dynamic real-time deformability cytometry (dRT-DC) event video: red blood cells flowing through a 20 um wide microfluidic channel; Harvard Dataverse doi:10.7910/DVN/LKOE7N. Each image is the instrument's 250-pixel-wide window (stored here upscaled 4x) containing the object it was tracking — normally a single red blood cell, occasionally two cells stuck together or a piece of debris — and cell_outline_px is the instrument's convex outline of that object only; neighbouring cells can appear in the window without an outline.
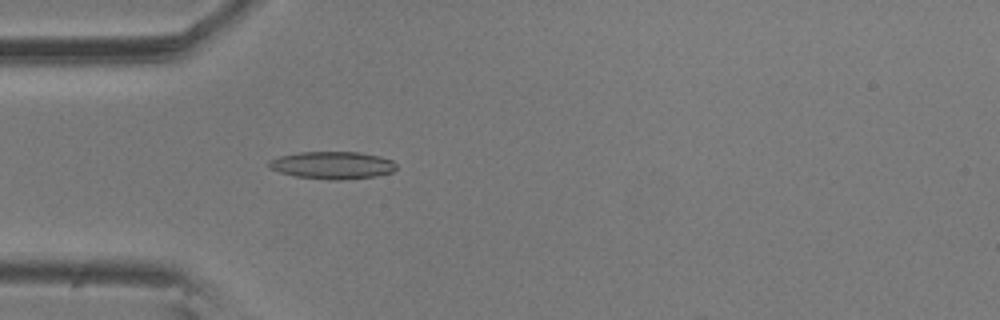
{"species": "common noctule bat (a hibernating species)", "species_latin": "Nyctalus noctula", "temperature_condition": "room temperature", "stored_images_in_passage": 56, "camera_frame_rate_fps": 3000, "um_per_image_px": 0.085, "animal": {"sex": "male", "body_mass_g": 20.5, "forearm_length_mm": 52.5}, "frame": {"image": 1, "passage_image": 17, "time_ms": 5.333, "image_size_px": [1000, 320], "cell_outline_px": [[396, 168], [392, 172], [376, 176], [340, 180], [328, 180], [296, 176], [280, 172], [268, 168], [268, 160], [280, 156], [300, 152], [360, 152], [380, 156], [392, 160], [396, 164]], "centroid_in_image_um": [28.25, 14.04], "position_along_channel_um": 56.7, "area_um2": 20.46}}
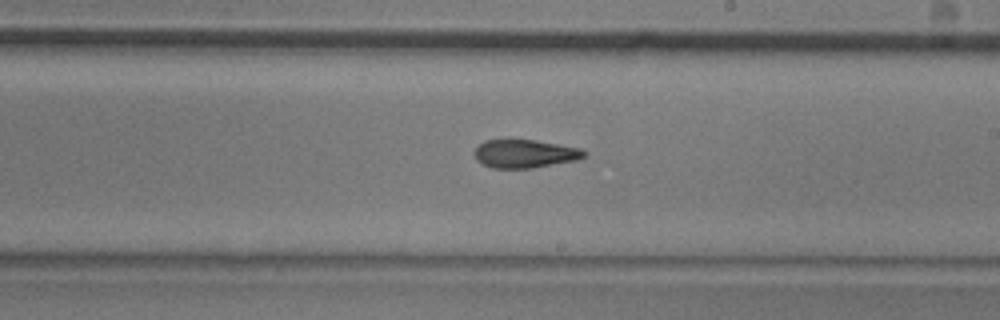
{"frame": {"image": 2, "passage_image": 33, "time_ms": 10.667, "image_size_px": [1000, 320], "cell_outline_px": [[588, 152], [584, 156], [576, 160], [532, 168], [492, 168], [476, 160], [476, 148], [484, 140], [536, 140], [580, 148]], "centroid_in_image_um": [44.63, 13.06], "position_along_channel_um": 244.4, "area_um2": 17.86}}
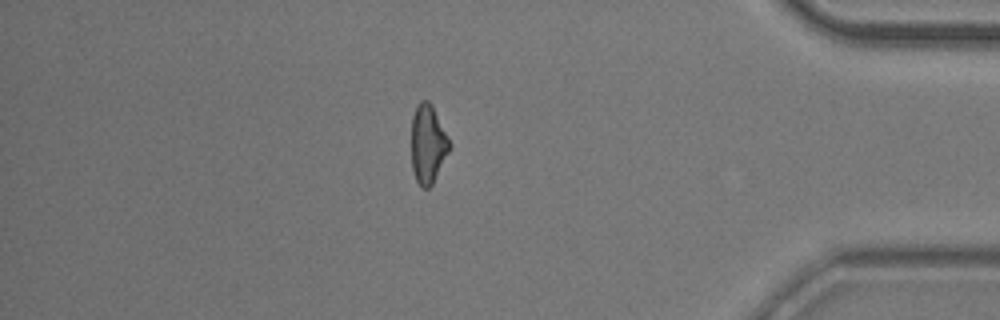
{"frame": {"image": 3, "passage_image": 49, "time_ms": 16.0, "image_size_px": [1000, 320], "cell_outline_px": [[452, 144], [432, 184], [428, 188], [424, 188], [416, 180], [412, 168], [412, 116], [420, 100], [428, 100], [432, 104]], "centroid_in_image_um": [36.38, 12.21], "position_along_channel_um": 398.8, "area_um2": 17.28}}